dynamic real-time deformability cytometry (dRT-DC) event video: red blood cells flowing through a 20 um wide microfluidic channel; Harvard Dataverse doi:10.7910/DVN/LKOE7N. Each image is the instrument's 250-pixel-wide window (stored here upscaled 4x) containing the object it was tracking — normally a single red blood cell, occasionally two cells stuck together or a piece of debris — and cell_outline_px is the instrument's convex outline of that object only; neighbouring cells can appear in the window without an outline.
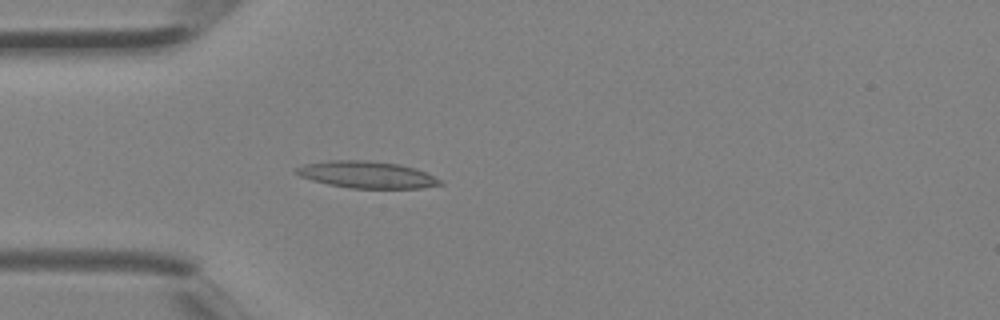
{"species": "Egyptian fruit bat (a non-hibernating species)", "species_latin": "Rousettus aegyptiacus", "temperature_condition": "room temperature", "stored_images_in_passage": 3, "camera_frame_rate_fps": 3000, "um_per_image_px": 0.085, "animal": {"sex": "female"}, "frame": {"image": 1, "passage_image": 3, "time_ms": 0.667, "image_size_px": [1000, 320], "cell_outline_px": [[444, 184], [420, 188], [348, 188], [328, 184], [312, 180], [300, 176], [292, 172], [296, 168], [304, 164], [328, 160], [368, 160], [400, 164], [416, 168], [440, 180]], "centroid_in_image_um": [31.14, 14.84], "position_along_channel_um": 53.9, "area_um2": 22.54}}